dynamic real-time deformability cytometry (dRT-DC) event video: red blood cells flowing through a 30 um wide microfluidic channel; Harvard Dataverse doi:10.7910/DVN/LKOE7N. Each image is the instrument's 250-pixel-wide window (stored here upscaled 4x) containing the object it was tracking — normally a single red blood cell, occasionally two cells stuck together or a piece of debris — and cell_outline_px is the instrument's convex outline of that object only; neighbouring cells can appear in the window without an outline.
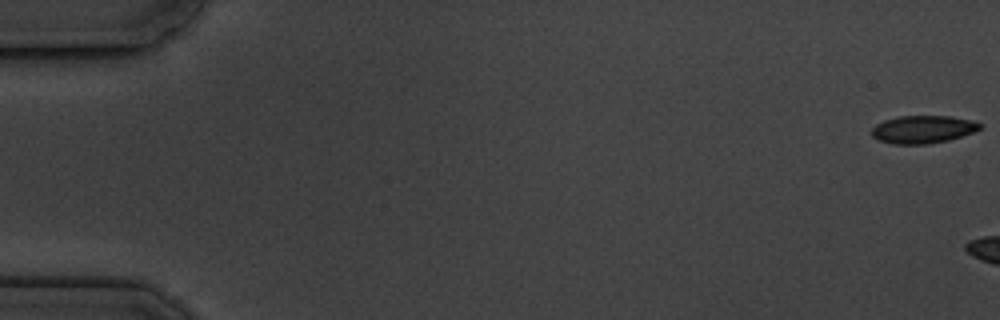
{"species": "common noctule bat (a hibernating species)", "species_latin": "Nyctalus noctula", "temperature_condition": "cold", "stored_images_in_passage": 3, "camera_frame_rate_fps": 3000, "um_per_image_px": 0.085, "animal": {"sex": "male", "body_mass_g": 19.5, "forearm_length_mm": 54.6}, "frame": {"image": 1, "passage_image": 1, "time_ms": 0.0, "image_size_px": [1000, 320], "cell_outline_px": [[984, 124], [980, 128], [972, 132], [948, 140], [928, 144], [892, 144], [880, 140], [872, 136], [872, 128], [876, 124], [884, 120], [900, 116], [948, 116], [972, 120]], "centroid_in_image_um": [78.44, 10.99], "position_along_channel_um": 6.6, "area_um2": 17.4}}